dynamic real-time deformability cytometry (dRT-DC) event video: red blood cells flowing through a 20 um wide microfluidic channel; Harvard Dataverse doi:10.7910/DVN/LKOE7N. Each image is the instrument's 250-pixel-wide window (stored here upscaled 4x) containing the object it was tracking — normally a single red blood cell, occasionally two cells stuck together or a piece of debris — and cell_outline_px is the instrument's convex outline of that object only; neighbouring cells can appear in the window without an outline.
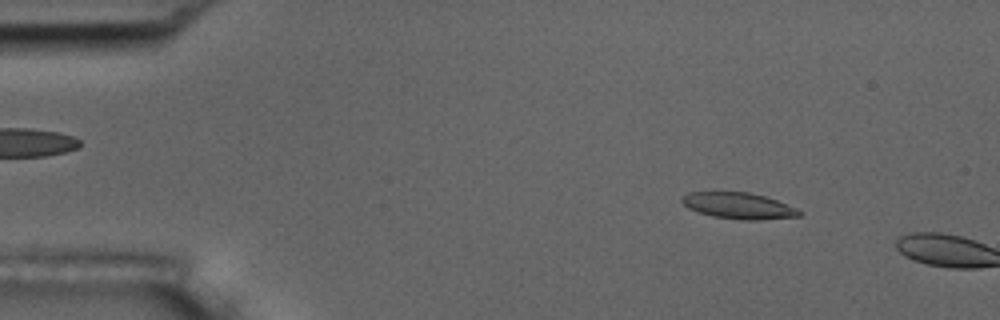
{"species": "common noctule bat (a hibernating species)", "species_latin": "Nyctalus noctula", "temperature_condition": "room temperature", "stored_images_in_passage": 9, "camera_frame_rate_fps": 3000, "um_per_image_px": 0.085, "animal": {"sex": "male", "body_mass_g": 17.5, "forearm_length_mm": 52.3}, "frame": {"image": 1, "passage_image": 7, "time_ms": 2.0, "image_size_px": [1000, 320], "cell_outline_px": [[804, 212], [800, 216], [760, 220], [740, 220], [712, 216], [688, 208], [680, 200], [688, 192], [748, 192], [764, 196], [776, 200], [796, 208]], "centroid_in_image_um": [62.8, 17.49], "position_along_channel_um": 22.2, "area_um2": 17.86}}